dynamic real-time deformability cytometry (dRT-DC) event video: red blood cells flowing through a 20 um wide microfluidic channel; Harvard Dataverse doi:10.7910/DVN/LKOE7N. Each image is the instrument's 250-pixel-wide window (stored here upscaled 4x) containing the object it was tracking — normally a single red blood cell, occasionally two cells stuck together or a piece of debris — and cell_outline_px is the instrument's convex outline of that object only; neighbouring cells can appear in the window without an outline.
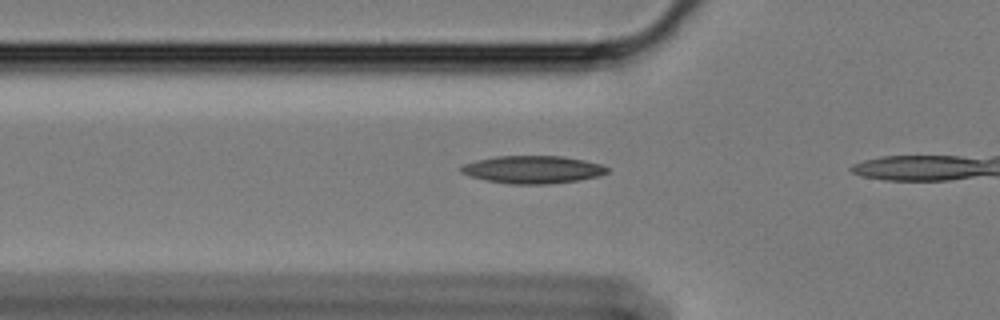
{"species": "Egyptian fruit bat (a non-hibernating species)", "species_latin": "Rousettus aegyptiacus", "temperature_condition": "cold", "stored_images_in_passage": 10, "camera_frame_rate_fps": 3000, "um_per_image_px": 0.085, "animal": {"sex": "female"}, "frame": {"image": 1, "passage_image": 4, "time_ms": 1.0, "image_size_px": [1000, 320], "cell_outline_px": [[608, 172], [600, 176], [580, 180], [552, 184], [512, 184], [484, 180], [468, 176], [460, 172], [460, 168], [464, 164], [476, 160], [496, 156], [560, 156], [584, 160], [600, 164], [608, 168]], "centroid_in_image_um": [45.27, 14.42], "position_along_channel_um": 80.5, "area_um2": 23.7}}
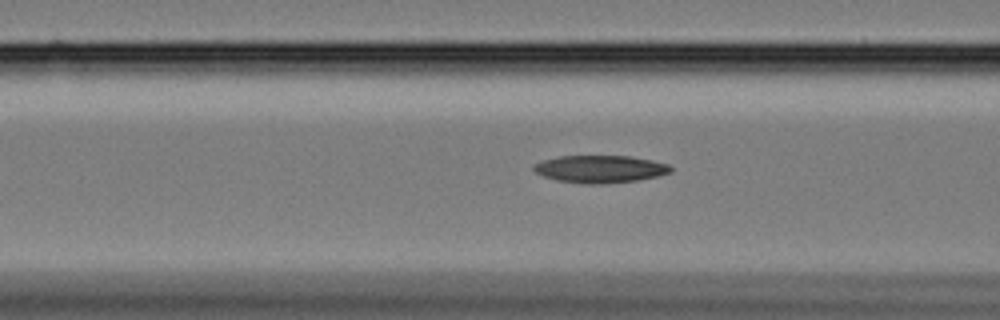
{"frame": {"image": 2, "passage_image": 7, "time_ms": 2.0, "image_size_px": [1000, 320], "cell_outline_px": [[672, 172], [656, 176], [636, 180], [604, 184], [584, 184], [556, 180], [544, 176], [536, 172], [532, 168], [536, 164], [544, 160], [560, 156], [632, 156], [652, 160], [668, 164], [672, 168]], "centroid_in_image_um": [51.03, 14.37], "position_along_channel_um": 115.6, "area_um2": 21.79}}